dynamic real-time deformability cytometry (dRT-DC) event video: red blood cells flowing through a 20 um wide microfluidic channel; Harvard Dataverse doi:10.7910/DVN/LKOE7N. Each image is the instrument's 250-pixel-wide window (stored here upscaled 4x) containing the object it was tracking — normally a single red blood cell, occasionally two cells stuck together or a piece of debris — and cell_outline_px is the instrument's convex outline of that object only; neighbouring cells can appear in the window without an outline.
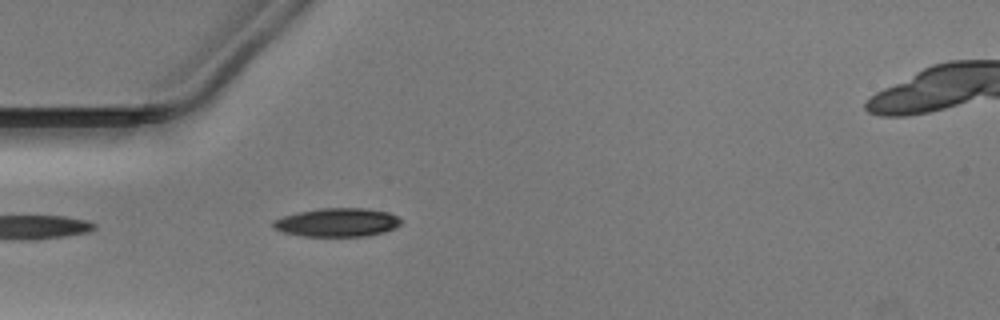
{"species": "Egyptian fruit bat (a non-hibernating species)", "species_latin": "Rousettus aegyptiacus", "temperature_condition": "warm", "stored_images_in_passage": 15, "camera_frame_rate_fps": 3000, "um_per_image_px": 0.085, "animal": {"sex": "male"}, "frame": {"image": 1, "passage_image": 1, "time_ms": 0.0, "image_size_px": [1000, 320], "cell_outline_px": [[404, 220], [396, 228], [384, 232], [368, 236], [300, 236], [284, 232], [272, 228], [272, 220], [284, 216], [300, 212], [320, 208], [368, 208], [388, 212]], "centroid_in_image_um": [28.69, 18.91], "position_along_channel_um": 56.3, "area_um2": 21.44}}
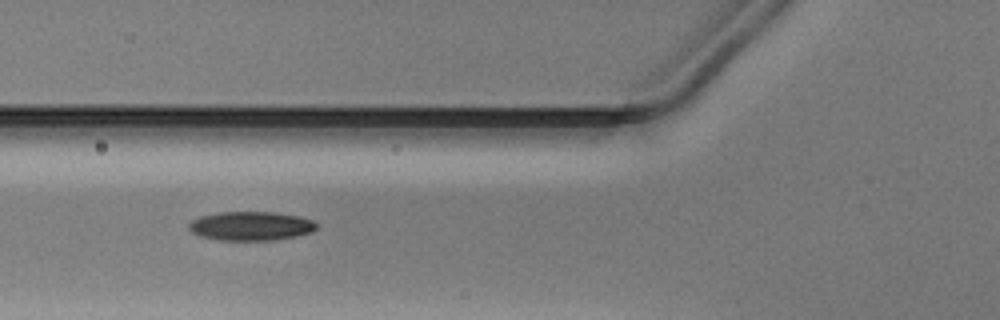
{"frame": {"image": 2, "passage_image": 5, "time_ms": 1.333, "image_size_px": [1000, 320], "cell_outline_px": [[316, 228], [312, 232], [272, 240], [220, 240], [200, 236], [192, 232], [188, 228], [188, 224], [192, 220], [200, 216], [220, 212], [272, 212], [296, 216], [312, 220], [316, 224]], "centroid_in_image_um": [21.27, 19.21], "position_along_channel_um": 104.5, "area_um2": 21.27}}